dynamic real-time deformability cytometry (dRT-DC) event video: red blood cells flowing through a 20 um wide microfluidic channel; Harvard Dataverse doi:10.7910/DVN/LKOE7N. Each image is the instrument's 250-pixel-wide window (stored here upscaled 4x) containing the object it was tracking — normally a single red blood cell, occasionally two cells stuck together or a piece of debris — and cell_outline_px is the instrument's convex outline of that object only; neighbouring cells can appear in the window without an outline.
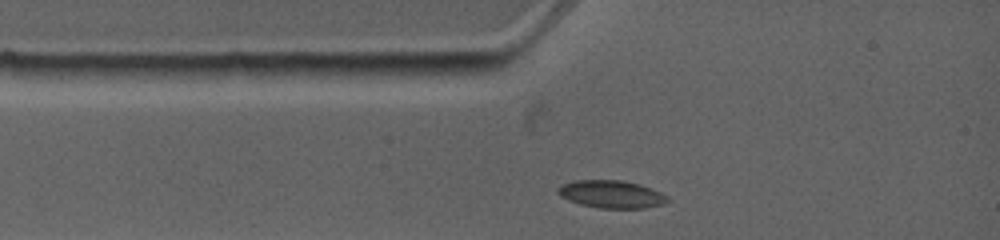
{"species": "common noctule bat (a hibernating species)", "species_latin": "Nyctalus noctula", "temperature_condition": "warm", "stored_images_in_passage": 1, "camera_frame_rate_fps": 4500, "um_per_image_px": 0.085, "animal": {"sex": "female", "body_mass_g": 19.0, "forearm_length_mm": 53.3}, "frame": {"image": 1, "passage_image": 1, "time_ms": 0.0, "image_size_px": [1000, 240], "cell_outline_px": [[668, 200], [664, 204], [644, 208], [600, 208], [580, 204], [568, 200], [560, 196], [556, 192], [556, 188], [564, 184], [576, 180], [624, 180], [640, 184], [660, 192], [668, 196]], "centroid_in_image_um": [51.96, 16.5], "position_along_channel_um": 33.0, "area_um2": 17.69}}